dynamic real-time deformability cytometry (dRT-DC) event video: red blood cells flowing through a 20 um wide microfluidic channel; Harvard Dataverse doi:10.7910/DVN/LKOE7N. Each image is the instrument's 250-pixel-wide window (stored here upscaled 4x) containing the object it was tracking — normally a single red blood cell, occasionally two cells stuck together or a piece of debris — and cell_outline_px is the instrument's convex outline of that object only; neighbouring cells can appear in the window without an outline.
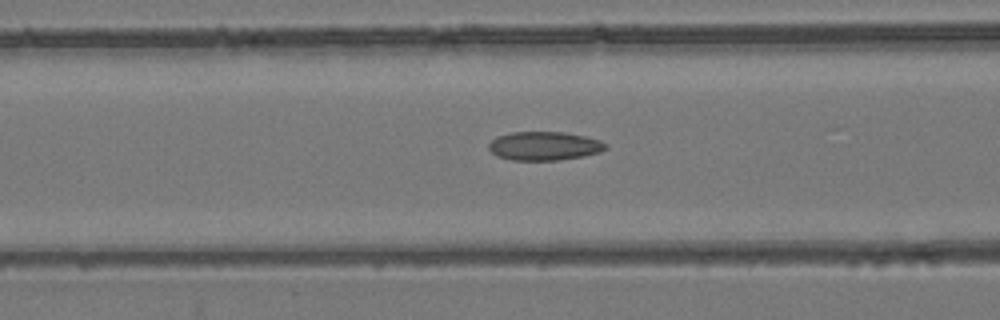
{"species": "common noctule bat (a hibernating species)", "species_latin": "Nyctalus noctula", "temperature_condition": "room temperature", "stored_images_in_passage": 33, "camera_frame_rate_fps": 3000, "um_per_image_px": 0.085, "animal": {"sex": "female", "body_mass_g": 24.6, "forearm_length_mm": 56.2}, "frame": {"image": 1, "passage_image": 11, "time_ms": 3.333, "image_size_px": [1000, 320], "cell_outline_px": [[608, 148], [600, 152], [584, 156], [560, 160], [512, 160], [496, 156], [488, 148], [488, 144], [496, 136], [512, 132], [564, 132], [584, 136], [600, 140], [608, 144]], "centroid_in_image_um": [46.27, 12.41], "position_along_channel_um": 120.3, "area_um2": 19.71}}
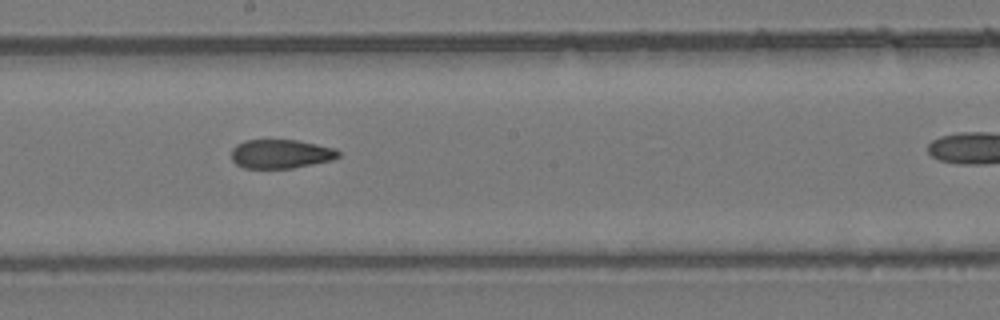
{"frame": {"image": 2, "passage_image": 19, "time_ms": 6.0, "image_size_px": [1000, 320], "cell_outline_px": [[340, 156], [332, 160], [292, 168], [244, 168], [236, 164], [232, 160], [232, 148], [236, 144], [244, 140], [296, 140], [336, 148], [340, 152]], "centroid_in_image_um": [23.86, 13.08], "position_along_channel_um": 224.3, "area_um2": 18.09}}
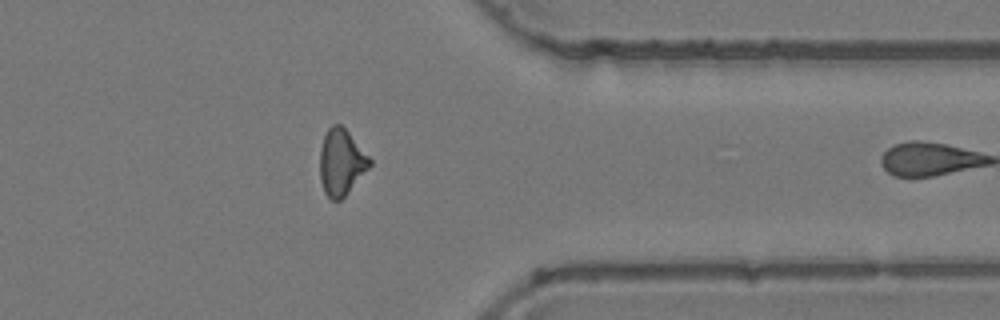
{"frame": {"image": 3, "passage_image": 32, "time_ms": 10.333, "image_size_px": [1000, 320], "cell_outline_px": [[372, 164], [348, 192], [340, 200], [332, 200], [324, 192], [320, 180], [320, 148], [324, 136], [328, 128], [332, 124], [340, 124], [348, 132], [372, 160]], "centroid_in_image_um": [28.99, 13.79], "position_along_channel_um": 382.4, "area_um2": 19.02}}